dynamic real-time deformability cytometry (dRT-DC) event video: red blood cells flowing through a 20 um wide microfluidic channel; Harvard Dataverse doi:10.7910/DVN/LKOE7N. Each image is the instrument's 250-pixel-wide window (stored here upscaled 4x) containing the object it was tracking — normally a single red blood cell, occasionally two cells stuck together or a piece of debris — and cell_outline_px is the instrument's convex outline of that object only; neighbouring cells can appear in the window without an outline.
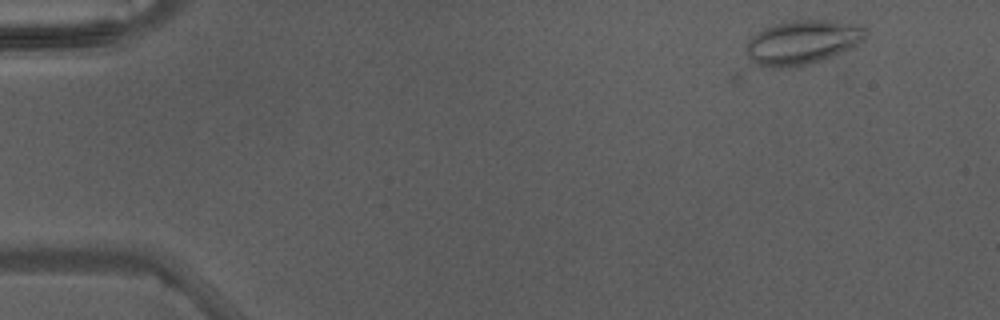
{"species": "Egyptian fruit bat (a non-hibernating species)", "species_latin": "Rousettus aegyptiacus", "temperature_condition": "warm", "stored_images_in_passage": 3, "camera_frame_rate_fps": 3000, "um_per_image_px": 0.085, "animal": {"sex": "male"}, "frame": {"image": 1, "passage_image": 1, "time_ms": 0.0, "image_size_px": [1000, 320], "cell_outline_px": [[868, 36], [864, 40], [852, 48], [832, 56], [820, 60], [804, 64], [776, 68], [756, 64], [748, 56], [744, 48], [748, 40], [756, 32], [772, 24], [796, 20], [828, 20], [860, 24], [868, 32]], "centroid_in_image_um": [68.22, 3.56], "position_along_channel_um": 16.8, "area_um2": 30.75}}